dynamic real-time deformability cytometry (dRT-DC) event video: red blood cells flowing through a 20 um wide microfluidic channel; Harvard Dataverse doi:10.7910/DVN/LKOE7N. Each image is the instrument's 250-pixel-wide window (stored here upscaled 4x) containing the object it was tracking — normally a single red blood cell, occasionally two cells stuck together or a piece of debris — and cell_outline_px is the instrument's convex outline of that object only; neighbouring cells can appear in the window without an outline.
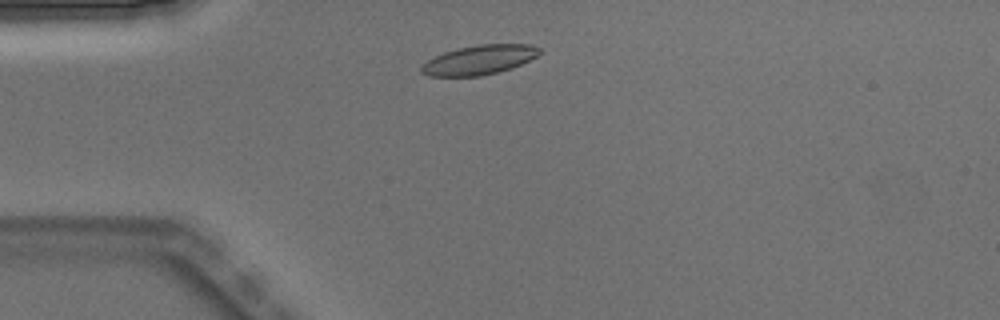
{"species": "Egyptian fruit bat (a non-hibernating species)", "species_latin": "Rousettus aegyptiacus", "temperature_condition": "warm", "stored_images_in_passage": 3, "camera_frame_rate_fps": 3000, "um_per_image_px": 0.085, "animal": {"sex": "male"}, "frame": {"image": 1, "passage_image": 2, "time_ms": 0.333, "image_size_px": [1000, 320], "cell_outline_px": [[540, 52], [536, 56], [512, 68], [480, 76], [428, 76], [420, 72], [420, 68], [428, 60], [444, 52], [476, 44], [532, 44], [540, 48]], "centroid_in_image_um": [40.73, 5.08], "position_along_channel_um": 44.3, "area_um2": 20.06}}